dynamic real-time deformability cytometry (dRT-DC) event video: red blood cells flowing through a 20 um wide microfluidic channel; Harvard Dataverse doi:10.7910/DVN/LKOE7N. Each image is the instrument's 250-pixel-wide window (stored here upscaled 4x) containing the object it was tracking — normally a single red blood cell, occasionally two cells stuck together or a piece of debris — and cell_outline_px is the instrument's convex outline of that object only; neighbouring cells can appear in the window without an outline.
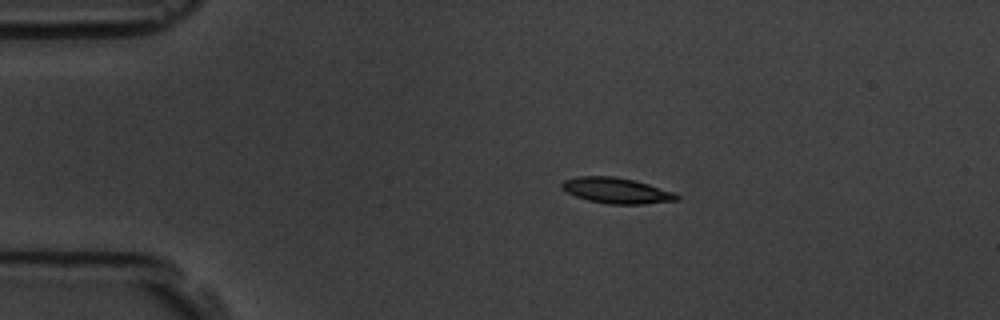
{"species": "common noctule bat (a hibernating species)", "species_latin": "Nyctalus noctula", "temperature_condition": "room temperature", "stored_images_in_passage": 4, "camera_frame_rate_fps": 3000, "um_per_image_px": 0.085, "animal": {"sex": "male", "body_mass_g": 19.5, "forearm_length_mm": 54.6}, "frame": {"image": 1, "passage_image": 1, "time_ms": 0.0, "image_size_px": [1000, 320], "cell_outline_px": [[680, 200], [644, 204], [608, 204], [588, 200], [576, 196], [560, 188], [560, 184], [564, 180], [580, 176], [616, 176], [636, 180], [672, 192], [680, 196]], "centroid_in_image_um": [52.4, 16.19], "position_along_channel_um": 32.6, "area_um2": 17.22}}
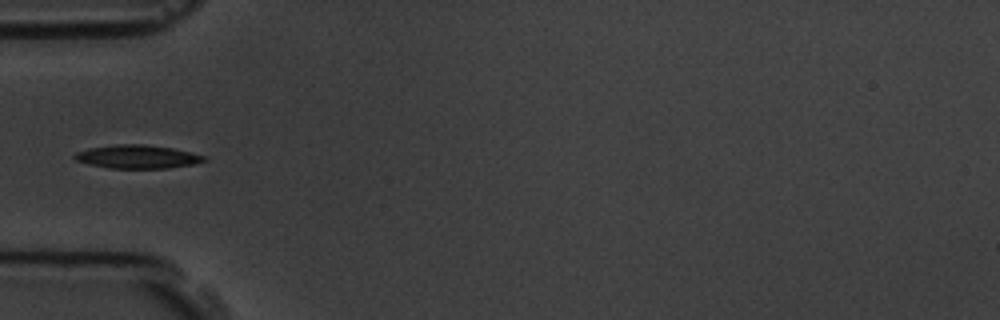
{"frame": {"image": 2, "passage_image": 3, "time_ms": 2.333, "image_size_px": [1000, 320], "cell_outline_px": [[208, 160], [192, 164], [168, 168], [108, 168], [88, 164], [76, 160], [72, 156], [76, 152], [88, 148], [116, 144], [144, 144], [172, 148], [204, 156]], "centroid_in_image_um": [11.62, 13.32], "position_along_channel_um": 73.4, "area_um2": 17.57}}
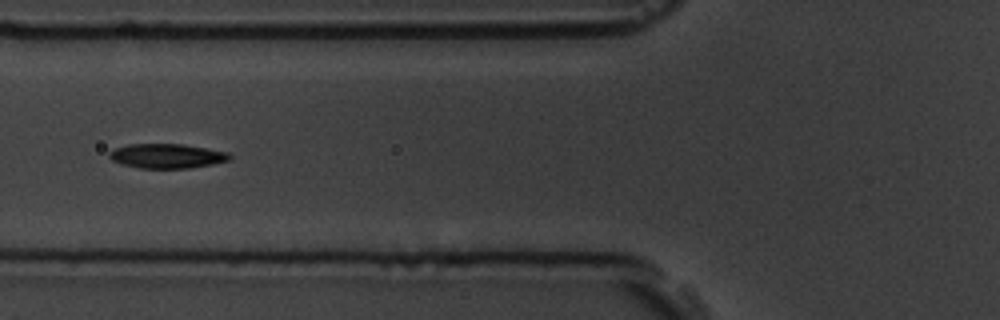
{"frame": {"image": 3, "passage_image": 4, "time_ms": 3.333, "image_size_px": [1000, 320], "cell_outline_px": [[232, 156], [228, 160], [212, 164], [188, 168], [140, 168], [124, 164], [112, 160], [108, 156], [108, 152], [116, 148], [128, 144], [184, 144], [228, 152]], "centroid_in_image_um": [14.18, 13.25], "position_along_channel_um": 111.6, "area_um2": 17.05}}